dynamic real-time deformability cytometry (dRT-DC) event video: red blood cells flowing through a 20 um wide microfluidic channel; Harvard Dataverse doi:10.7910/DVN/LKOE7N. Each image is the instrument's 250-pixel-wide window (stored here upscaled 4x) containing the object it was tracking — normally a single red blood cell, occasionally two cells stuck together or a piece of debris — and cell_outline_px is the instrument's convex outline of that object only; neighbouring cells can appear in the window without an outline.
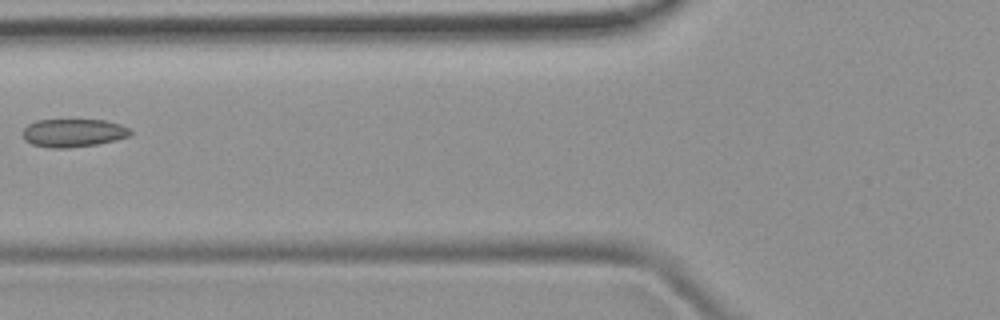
{"species": "common noctule bat (a hibernating species)", "species_latin": "Nyctalus noctula", "temperature_condition": "room temperature", "stored_images_in_passage": 4, "camera_frame_rate_fps": 3000, "um_per_image_px": 0.085, "animal": {"sex": "female", "body_mass_g": 19.9}, "frame": {"image": 1, "passage_image": 2, "time_ms": 1.333, "image_size_px": [1000, 320], "cell_outline_px": [[132, 132], [128, 136], [116, 140], [96, 144], [68, 148], [48, 148], [32, 144], [24, 140], [24, 128], [28, 124], [36, 120], [104, 120], [120, 124], [128, 128]], "centroid_in_image_um": [6.21, 11.3], "position_along_channel_um": 119.6, "area_um2": 17.57}}
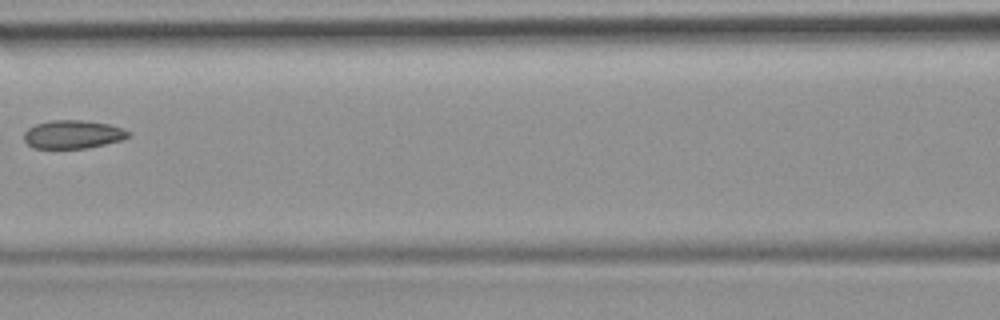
{"frame": {"image": 2, "passage_image": 3, "time_ms": 2.333, "image_size_px": [1000, 320], "cell_outline_px": [[132, 136], [120, 140], [88, 148], [32, 148], [24, 140], [24, 132], [28, 128], [36, 124], [52, 120], [84, 120], [108, 124], [124, 128], [132, 132]], "centroid_in_image_um": [6.22, 11.42], "position_along_channel_um": 160.4, "area_um2": 17.34}}
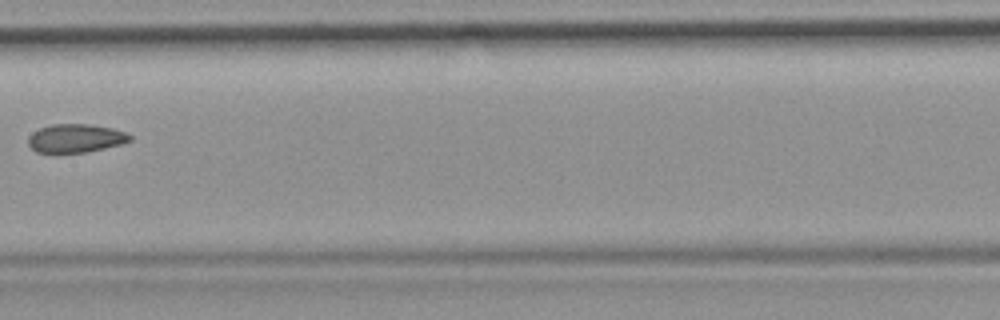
{"frame": {"image": 3, "passage_image": 4, "time_ms": 3.333, "image_size_px": [1000, 320], "cell_outline_px": [[132, 140], [120, 144], [88, 152], [56, 156], [36, 152], [28, 144], [28, 136], [32, 132], [40, 128], [52, 124], [88, 124], [112, 128], [124, 132], [132, 136]], "centroid_in_image_um": [6.36, 11.8], "position_along_channel_um": 201.0, "area_um2": 17.51}}